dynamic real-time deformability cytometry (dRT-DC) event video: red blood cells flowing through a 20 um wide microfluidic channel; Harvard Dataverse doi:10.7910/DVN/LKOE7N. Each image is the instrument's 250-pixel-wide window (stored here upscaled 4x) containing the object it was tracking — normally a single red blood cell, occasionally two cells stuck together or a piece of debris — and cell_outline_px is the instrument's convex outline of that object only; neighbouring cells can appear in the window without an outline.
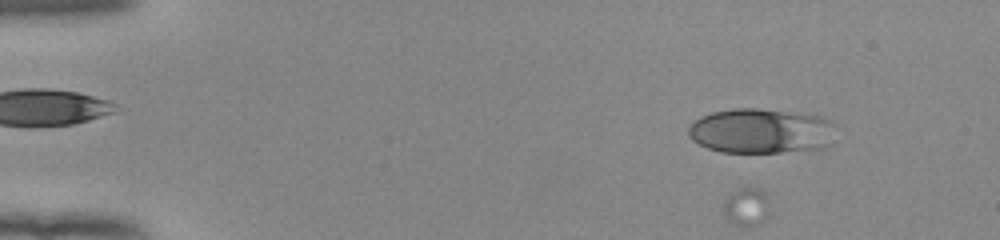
{"species": "human", "species_latin": "Homo sapiens", "temperature_condition": "room temperature", "stored_images_in_passage": 17, "camera_frame_rate_fps": 3000, "um_per_image_px": 0.085, "donor": {"sex": "female"}, "frame": {"image": 1, "passage_image": 6, "time_ms": 1.667, "image_size_px": [1000, 240], "cell_outline_px": [[832, 124], [828, 144], [820, 148], [780, 152], [720, 152], [708, 148], [692, 140], [688, 136], [688, 128], [700, 116], [712, 112], [732, 108], [756, 108], [820, 116], [832, 120]], "centroid_in_image_um": [64.6, 11.12], "position_along_channel_um": 20.4, "area_um2": 38.09}}